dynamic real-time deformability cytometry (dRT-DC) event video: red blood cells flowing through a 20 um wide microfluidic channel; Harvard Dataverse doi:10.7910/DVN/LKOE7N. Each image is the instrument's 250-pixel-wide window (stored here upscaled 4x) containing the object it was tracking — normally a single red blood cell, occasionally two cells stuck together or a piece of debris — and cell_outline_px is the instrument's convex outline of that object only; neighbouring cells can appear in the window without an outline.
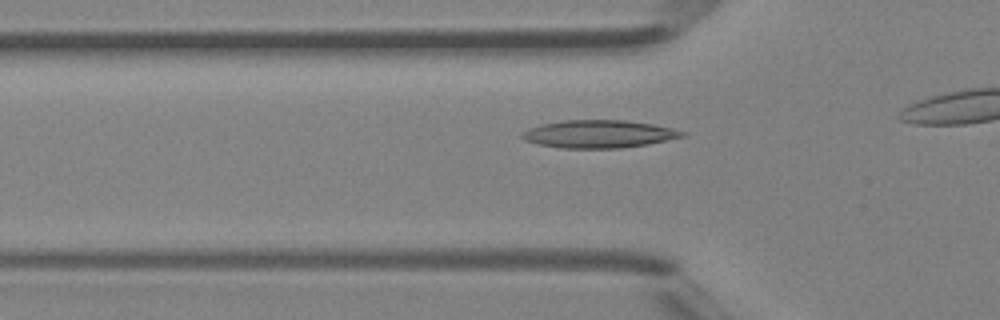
{"species": "Egyptian fruit bat (a non-hibernating species)", "species_latin": "Rousettus aegyptiacus", "temperature_condition": "room temperature", "stored_images_in_passage": 10, "camera_frame_rate_fps": 3000, "um_per_image_px": 0.085, "animal": {"sex": "female"}, "frame": {"image": 1, "passage_image": 5, "time_ms": 1.333, "image_size_px": [1000, 320], "cell_outline_px": [[688, 132], [684, 136], [648, 144], [620, 148], [564, 148], [540, 144], [524, 140], [520, 136], [520, 132], [528, 128], [540, 124], [564, 120], [624, 120], [652, 124], [672, 128]], "centroid_in_image_um": [50.88, 11.38], "position_along_channel_um": 74.9, "area_um2": 25.89}}
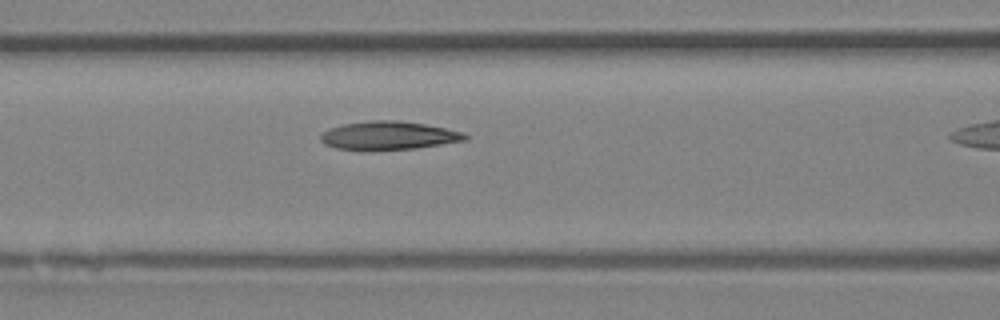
{"frame": {"image": 2, "passage_image": 9, "time_ms": 2.667, "image_size_px": [1000, 320], "cell_outline_px": [[468, 140], [416, 148], [336, 148], [324, 144], [320, 140], [320, 136], [328, 128], [344, 124], [372, 120], [400, 120], [424, 124], [464, 132], [468, 136]], "centroid_in_image_um": [33.07, 11.49], "position_along_channel_um": 133.5, "area_um2": 23.24}}